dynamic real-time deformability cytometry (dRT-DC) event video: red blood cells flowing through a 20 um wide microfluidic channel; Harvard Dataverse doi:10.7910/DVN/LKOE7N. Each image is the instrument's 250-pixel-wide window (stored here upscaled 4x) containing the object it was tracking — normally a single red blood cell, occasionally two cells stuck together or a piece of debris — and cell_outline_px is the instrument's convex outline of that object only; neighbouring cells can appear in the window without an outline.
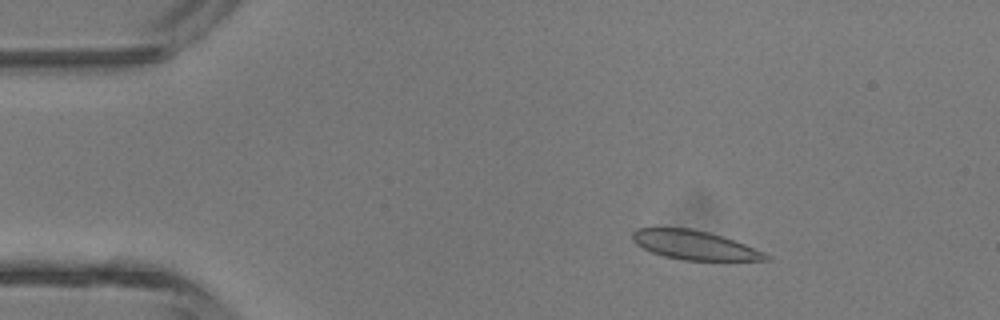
{"species": "common noctule bat (a hibernating species)", "species_latin": "Nyctalus noctula", "temperature_condition": "room temperature", "stored_images_in_passage": 5, "camera_frame_rate_fps": 3000, "um_per_image_px": 0.085, "animal": {"sex": "male", "body_mass_g": 13.3}, "frame": {"image": 1, "passage_image": 3, "time_ms": 2.0, "image_size_px": [1000, 320], "cell_outline_px": [[772, 260], [680, 260], [664, 256], [652, 252], [636, 244], [632, 240], [632, 232], [636, 228], [692, 228], [708, 232], [744, 244], [764, 252]], "centroid_in_image_um": [58.99, 20.83], "position_along_channel_um": 26.0, "area_um2": 22.31}}
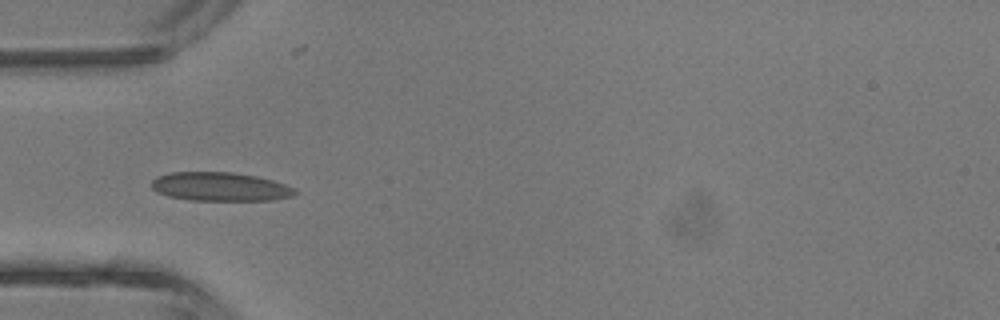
{"frame": {"image": 2, "passage_image": 5, "time_ms": 4.333, "image_size_px": [1000, 320], "cell_outline_px": [[300, 192], [292, 196], [272, 200], [188, 200], [168, 196], [156, 192], [152, 188], [152, 180], [156, 176], [172, 172], [232, 172], [256, 176], [272, 180], [284, 184]], "centroid_in_image_um": [18.69, 15.87], "position_along_channel_um": 66.3, "area_um2": 24.04}}